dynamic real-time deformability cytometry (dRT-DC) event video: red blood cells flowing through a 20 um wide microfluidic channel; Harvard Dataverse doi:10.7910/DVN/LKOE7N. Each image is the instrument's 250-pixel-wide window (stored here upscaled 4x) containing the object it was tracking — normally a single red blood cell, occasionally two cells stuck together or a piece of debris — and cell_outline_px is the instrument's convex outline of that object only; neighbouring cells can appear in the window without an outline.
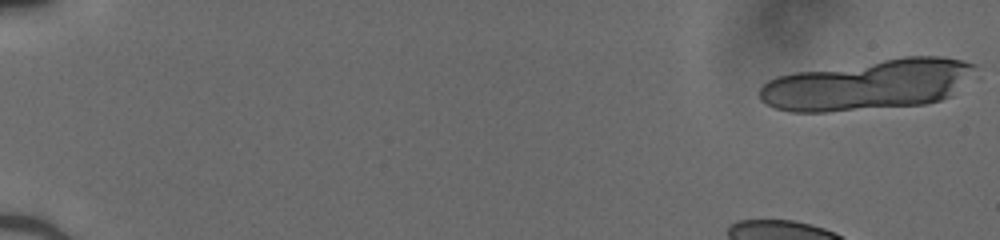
{"species": "human", "species_latin": "Homo sapiens", "temperature_condition": "cold", "stored_images_in_passage": 40, "camera_frame_rate_fps": 3000, "um_per_image_px": 0.085, "donor": {"sex": "male"}, "frame": {"image": 1, "passage_image": 1, "time_ms": 0.0, "image_size_px": [1000, 240], "cell_outline_px": [[976, 64], [952, 96], [940, 100], [924, 104], [828, 112], [792, 112], [776, 108], [760, 100], [760, 88], [768, 80], [776, 76], [792, 72], [904, 56], [944, 56]], "centroid_in_image_um": [73.73, 7.2], "position_along_channel_um": 11.3, "area_um2": 63.18}}